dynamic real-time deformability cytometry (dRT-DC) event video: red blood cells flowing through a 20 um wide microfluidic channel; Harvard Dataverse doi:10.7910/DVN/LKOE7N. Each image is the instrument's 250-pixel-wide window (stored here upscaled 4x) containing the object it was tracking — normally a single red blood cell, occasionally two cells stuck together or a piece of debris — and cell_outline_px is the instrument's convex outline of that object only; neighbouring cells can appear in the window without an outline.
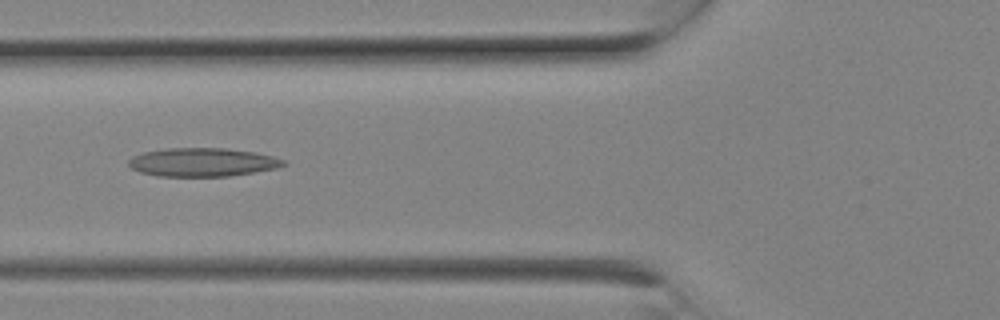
{"species": "Egyptian fruit bat (a non-hibernating species)", "species_latin": "Rousettus aegyptiacus", "temperature_condition": "room temperature", "stored_images_in_passage": 9, "camera_frame_rate_fps": 3000, "um_per_image_px": 0.085, "animal": {"sex": "female"}, "frame": {"image": 1, "passage_image": 8, "time_ms": 2.333, "image_size_px": [1000, 320], "cell_outline_px": [[288, 164], [276, 168], [228, 176], [156, 176], [140, 172], [132, 168], [128, 164], [128, 160], [132, 156], [144, 152], [168, 148], [224, 148], [256, 152], [272, 156], [284, 160]], "centroid_in_image_um": [17.2, 13.78], "position_along_channel_um": 108.6, "area_um2": 25.66}}
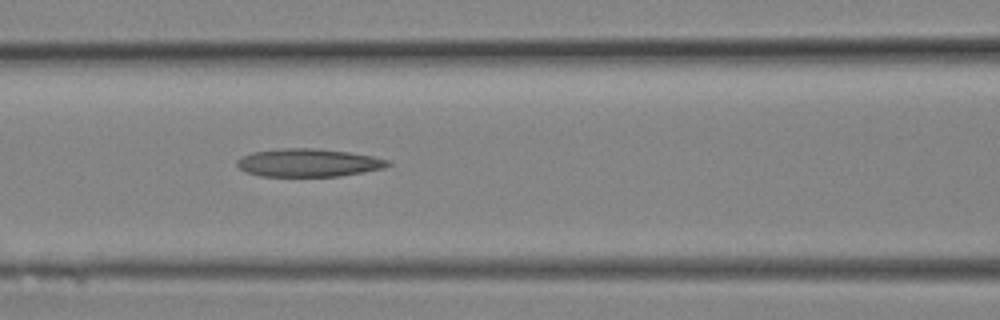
{"frame": {"image": 2, "passage_image": 9, "time_ms": 2.667, "image_size_px": [1000, 320], "cell_outline_px": [[392, 164], [384, 168], [340, 176], [260, 176], [248, 172], [240, 168], [236, 164], [236, 160], [252, 152], [280, 148], [316, 148], [348, 152], [372, 156], [388, 160]], "centroid_in_image_um": [26.22, 13.83], "position_along_channel_um": 140.4, "area_um2": 24.51}}